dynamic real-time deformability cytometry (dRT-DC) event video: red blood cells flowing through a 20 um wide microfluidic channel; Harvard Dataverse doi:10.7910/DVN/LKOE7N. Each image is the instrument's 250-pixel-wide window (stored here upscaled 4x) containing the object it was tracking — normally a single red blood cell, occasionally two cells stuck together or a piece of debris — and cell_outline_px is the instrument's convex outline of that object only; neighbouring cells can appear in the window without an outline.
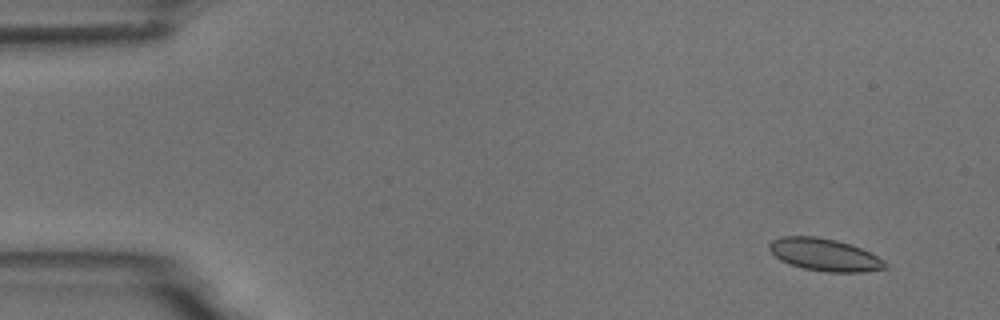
{"species": "common noctule bat (a hibernating species)", "species_latin": "Nyctalus noctula", "temperature_condition": "room temperature", "stored_images_in_passage": 7, "camera_frame_rate_fps": 3000, "um_per_image_px": 0.085, "animal": {"sex": "male", "body_mass_g": 18.8}, "frame": {"image": 1, "passage_image": 2, "time_ms": 1.333, "image_size_px": [1000, 320], "cell_outline_px": [[888, 268], [864, 272], [824, 272], [804, 268], [788, 264], [780, 260], [768, 248], [768, 244], [772, 240], [780, 236], [816, 236], [836, 240], [860, 248], [884, 260], [888, 264]], "centroid_in_image_um": [70.07, 21.66], "position_along_channel_um": 14.9, "area_um2": 21.91}}
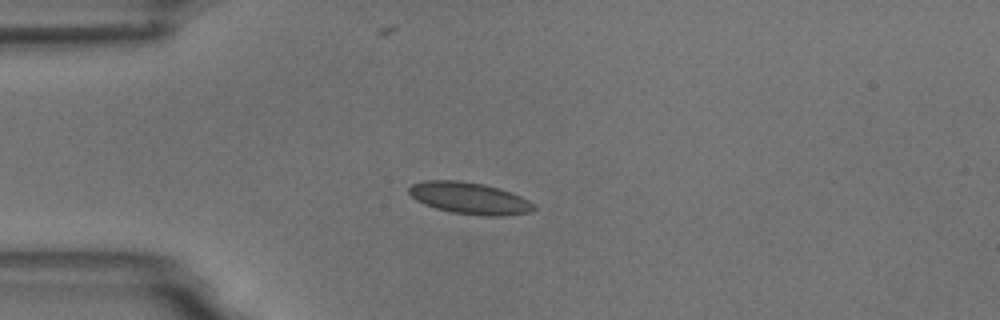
{"frame": {"image": 2, "passage_image": 5, "time_ms": 4.667, "image_size_px": [1000, 320], "cell_outline_px": [[536, 208], [532, 212], [504, 216], [484, 216], [452, 212], [436, 208], [424, 204], [416, 200], [408, 192], [408, 188], [412, 184], [424, 180], [460, 180], [484, 184], [500, 188], [512, 192], [536, 204]], "centroid_in_image_um": [39.94, 16.84], "position_along_channel_um": 45.1, "area_um2": 23.35}}
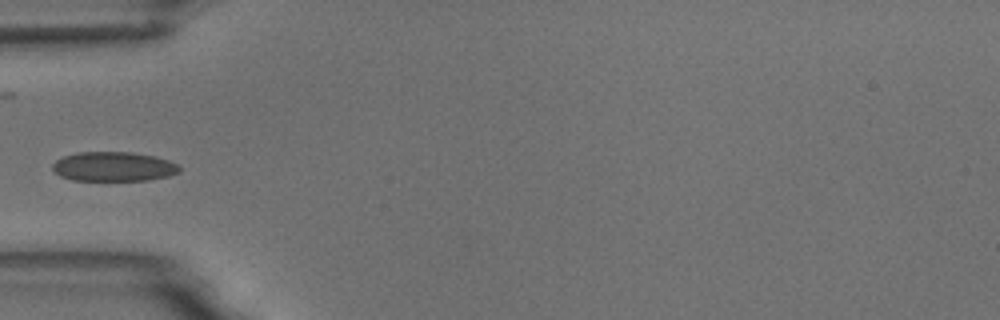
{"frame": {"image": 3, "passage_image": 6, "time_ms": 6.0, "image_size_px": [1000, 320], "cell_outline_px": [[180, 172], [168, 176], [148, 180], [72, 180], [60, 176], [52, 168], [52, 164], [56, 160], [64, 156], [80, 152], [132, 152], [156, 156], [180, 164]], "centroid_in_image_um": [9.69, 14.15], "position_along_channel_um": 75.3, "area_um2": 21.85}}